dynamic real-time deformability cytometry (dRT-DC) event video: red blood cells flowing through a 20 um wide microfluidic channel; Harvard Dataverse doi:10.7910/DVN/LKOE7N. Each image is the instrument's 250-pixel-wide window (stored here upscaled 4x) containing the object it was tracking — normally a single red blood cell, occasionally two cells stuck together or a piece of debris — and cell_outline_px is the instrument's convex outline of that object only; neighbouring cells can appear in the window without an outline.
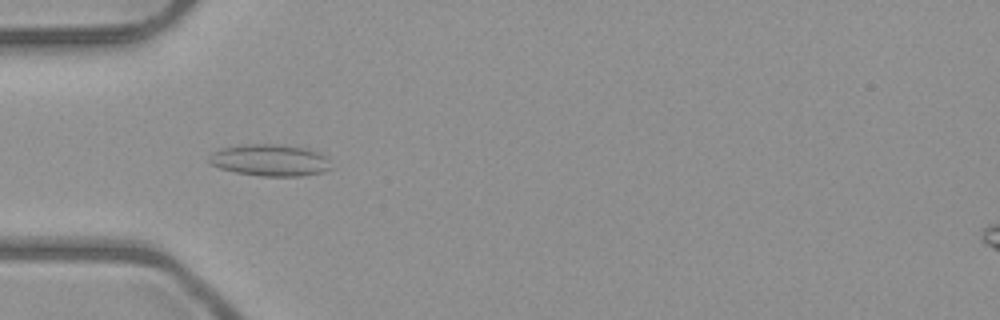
{"species": "common noctule bat (a hibernating species)", "species_latin": "Nyctalus noctula", "temperature_condition": "room temperature", "stored_images_in_passage": 6, "camera_frame_rate_fps": 3000, "um_per_image_px": 0.085, "animal": {"sex": "male", "body_mass_g": 23.1, "forearm_length_mm": 52.7}, "frame": {"image": 1, "passage_image": 5, "time_ms": 5.333, "image_size_px": [1000, 320], "cell_outline_px": [[332, 168], [324, 172], [300, 176], [260, 176], [236, 172], [220, 168], [212, 164], [208, 160], [208, 156], [212, 152], [220, 148], [244, 144], [280, 144], [308, 148], [320, 152], [328, 156]], "centroid_in_image_um": [22.99, 13.61], "position_along_channel_um": 62.0, "area_um2": 22.95}}